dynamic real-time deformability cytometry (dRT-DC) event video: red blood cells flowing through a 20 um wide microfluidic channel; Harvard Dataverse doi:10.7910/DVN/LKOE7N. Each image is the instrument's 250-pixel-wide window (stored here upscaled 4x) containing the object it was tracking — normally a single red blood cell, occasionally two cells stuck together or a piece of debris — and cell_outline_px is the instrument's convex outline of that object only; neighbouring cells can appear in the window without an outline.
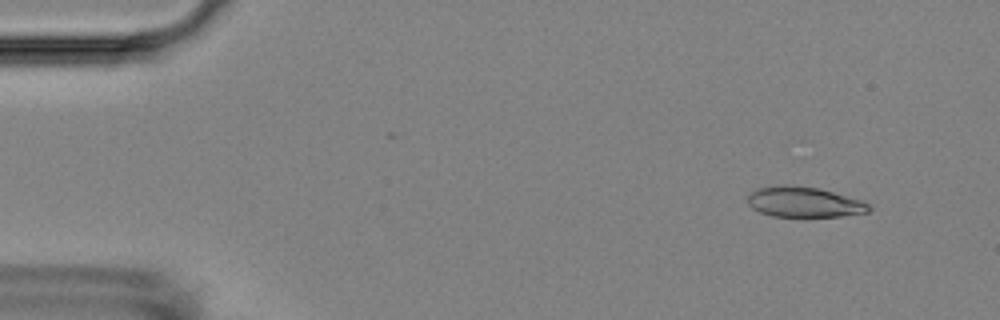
{"species": "Egyptian fruit bat (a non-hibernating species)", "species_latin": "Rousettus aegyptiacus", "temperature_condition": "room temperature", "stored_images_in_passage": 5, "camera_frame_rate_fps": 3000, "um_per_image_px": 0.085, "animal": {"sex": "female"}, "frame": {"image": 1, "passage_image": 2, "time_ms": 1.333, "image_size_px": [1000, 320], "cell_outline_px": [[872, 208], [868, 212], [840, 216], [772, 216], [760, 212], [752, 208], [748, 204], [748, 196], [752, 192], [760, 188], [784, 184], [820, 188], [860, 200], [868, 204]], "centroid_in_image_um": [68.34, 17.17], "position_along_channel_um": 16.7, "area_um2": 21.21}}